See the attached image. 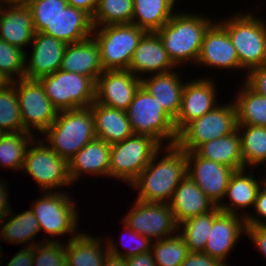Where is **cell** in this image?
I'll return each mask as SVG.
<instances>
[{"mask_svg": "<svg viewBox=\"0 0 266 266\" xmlns=\"http://www.w3.org/2000/svg\"><path fill=\"white\" fill-rule=\"evenodd\" d=\"M71 197L64 192L46 193L31 209L36 216L40 230L47 234L63 235L75 232L77 226V211Z\"/></svg>", "mask_w": 266, "mask_h": 266, "instance_id": "13", "label": "cell"}, {"mask_svg": "<svg viewBox=\"0 0 266 266\" xmlns=\"http://www.w3.org/2000/svg\"><path fill=\"white\" fill-rule=\"evenodd\" d=\"M35 32H42L68 5L66 0H26Z\"/></svg>", "mask_w": 266, "mask_h": 266, "instance_id": "41", "label": "cell"}, {"mask_svg": "<svg viewBox=\"0 0 266 266\" xmlns=\"http://www.w3.org/2000/svg\"><path fill=\"white\" fill-rule=\"evenodd\" d=\"M59 69L90 77L96 82L104 70L100 48L94 37L67 44Z\"/></svg>", "mask_w": 266, "mask_h": 266, "instance_id": "21", "label": "cell"}, {"mask_svg": "<svg viewBox=\"0 0 266 266\" xmlns=\"http://www.w3.org/2000/svg\"><path fill=\"white\" fill-rule=\"evenodd\" d=\"M34 244H31L22 249L20 252L9 261L7 266H34L33 264V253H34Z\"/></svg>", "mask_w": 266, "mask_h": 266, "instance_id": "47", "label": "cell"}, {"mask_svg": "<svg viewBox=\"0 0 266 266\" xmlns=\"http://www.w3.org/2000/svg\"><path fill=\"white\" fill-rule=\"evenodd\" d=\"M237 99V125L266 127V96L257 93L245 82Z\"/></svg>", "mask_w": 266, "mask_h": 266, "instance_id": "32", "label": "cell"}, {"mask_svg": "<svg viewBox=\"0 0 266 266\" xmlns=\"http://www.w3.org/2000/svg\"><path fill=\"white\" fill-rule=\"evenodd\" d=\"M124 224L152 241L171 237L179 230L169 203L135 201L132 211L124 218Z\"/></svg>", "mask_w": 266, "mask_h": 266, "instance_id": "11", "label": "cell"}, {"mask_svg": "<svg viewBox=\"0 0 266 266\" xmlns=\"http://www.w3.org/2000/svg\"><path fill=\"white\" fill-rule=\"evenodd\" d=\"M33 139L29 132L4 133L0 138V165L22 170L27 148L32 146Z\"/></svg>", "mask_w": 266, "mask_h": 266, "instance_id": "33", "label": "cell"}, {"mask_svg": "<svg viewBox=\"0 0 266 266\" xmlns=\"http://www.w3.org/2000/svg\"><path fill=\"white\" fill-rule=\"evenodd\" d=\"M213 224V211L194 216L179 224L183 226L180 235L188 245L189 252H203Z\"/></svg>", "mask_w": 266, "mask_h": 266, "instance_id": "38", "label": "cell"}, {"mask_svg": "<svg viewBox=\"0 0 266 266\" xmlns=\"http://www.w3.org/2000/svg\"><path fill=\"white\" fill-rule=\"evenodd\" d=\"M186 160L187 175L218 206L221 199L225 197L226 188L234 170L219 162L200 157L195 151L186 152Z\"/></svg>", "mask_w": 266, "mask_h": 266, "instance_id": "14", "label": "cell"}, {"mask_svg": "<svg viewBox=\"0 0 266 266\" xmlns=\"http://www.w3.org/2000/svg\"><path fill=\"white\" fill-rule=\"evenodd\" d=\"M210 140L201 144L195 152L200 156L214 162H219L234 171L245 169L241 151V140L239 131Z\"/></svg>", "mask_w": 266, "mask_h": 266, "instance_id": "28", "label": "cell"}, {"mask_svg": "<svg viewBox=\"0 0 266 266\" xmlns=\"http://www.w3.org/2000/svg\"><path fill=\"white\" fill-rule=\"evenodd\" d=\"M9 6L7 10L2 6L0 12V39L23 50L33 42L35 35L31 11L26 3H10Z\"/></svg>", "mask_w": 266, "mask_h": 266, "instance_id": "20", "label": "cell"}, {"mask_svg": "<svg viewBox=\"0 0 266 266\" xmlns=\"http://www.w3.org/2000/svg\"><path fill=\"white\" fill-rule=\"evenodd\" d=\"M38 80L58 112L89 107L95 101L96 82L90 77L59 69Z\"/></svg>", "mask_w": 266, "mask_h": 266, "instance_id": "6", "label": "cell"}, {"mask_svg": "<svg viewBox=\"0 0 266 266\" xmlns=\"http://www.w3.org/2000/svg\"><path fill=\"white\" fill-rule=\"evenodd\" d=\"M111 145L95 138L81 148L69 161L68 173L73 183L83 172L109 176Z\"/></svg>", "mask_w": 266, "mask_h": 266, "instance_id": "25", "label": "cell"}, {"mask_svg": "<svg viewBox=\"0 0 266 266\" xmlns=\"http://www.w3.org/2000/svg\"><path fill=\"white\" fill-rule=\"evenodd\" d=\"M246 233L253 243L266 256V222L255 219L253 216L245 215Z\"/></svg>", "mask_w": 266, "mask_h": 266, "instance_id": "44", "label": "cell"}, {"mask_svg": "<svg viewBox=\"0 0 266 266\" xmlns=\"http://www.w3.org/2000/svg\"><path fill=\"white\" fill-rule=\"evenodd\" d=\"M166 148L165 151L169 153L156 163L158 151L131 183L134 188L140 190L137 200L169 203L175 189L187 175L186 152L177 145L167 144Z\"/></svg>", "mask_w": 266, "mask_h": 266, "instance_id": "1", "label": "cell"}, {"mask_svg": "<svg viewBox=\"0 0 266 266\" xmlns=\"http://www.w3.org/2000/svg\"><path fill=\"white\" fill-rule=\"evenodd\" d=\"M125 111L134 134L150 136L160 144L162 140L169 139V145H176L178 133L175 120L142 86Z\"/></svg>", "mask_w": 266, "mask_h": 266, "instance_id": "4", "label": "cell"}, {"mask_svg": "<svg viewBox=\"0 0 266 266\" xmlns=\"http://www.w3.org/2000/svg\"><path fill=\"white\" fill-rule=\"evenodd\" d=\"M174 2L175 0H133L132 24L146 32H156L173 16Z\"/></svg>", "mask_w": 266, "mask_h": 266, "instance_id": "30", "label": "cell"}, {"mask_svg": "<svg viewBox=\"0 0 266 266\" xmlns=\"http://www.w3.org/2000/svg\"><path fill=\"white\" fill-rule=\"evenodd\" d=\"M66 1L68 2V5L85 11L91 17H93L98 5V0H66Z\"/></svg>", "mask_w": 266, "mask_h": 266, "instance_id": "50", "label": "cell"}, {"mask_svg": "<svg viewBox=\"0 0 266 266\" xmlns=\"http://www.w3.org/2000/svg\"><path fill=\"white\" fill-rule=\"evenodd\" d=\"M244 231H246L244 217L241 219L238 214L222 212L216 207L213 210V224L203 253L227 266L224 260Z\"/></svg>", "mask_w": 266, "mask_h": 266, "instance_id": "16", "label": "cell"}, {"mask_svg": "<svg viewBox=\"0 0 266 266\" xmlns=\"http://www.w3.org/2000/svg\"><path fill=\"white\" fill-rule=\"evenodd\" d=\"M4 134V132H2L1 130H0V138H1V136Z\"/></svg>", "mask_w": 266, "mask_h": 266, "instance_id": "55", "label": "cell"}, {"mask_svg": "<svg viewBox=\"0 0 266 266\" xmlns=\"http://www.w3.org/2000/svg\"><path fill=\"white\" fill-rule=\"evenodd\" d=\"M34 147L27 148L22 170L28 172L40 185L41 189L48 192L50 188L71 184L68 173V162L57 155L42 141Z\"/></svg>", "mask_w": 266, "mask_h": 266, "instance_id": "12", "label": "cell"}, {"mask_svg": "<svg viewBox=\"0 0 266 266\" xmlns=\"http://www.w3.org/2000/svg\"><path fill=\"white\" fill-rule=\"evenodd\" d=\"M125 229H127L129 231L128 235L130 236L131 239H133L132 240L133 242L136 241L135 243L137 245H135V247L133 246L131 249L127 250L123 254V253H121V251H118L117 246L115 247V245L113 244V242L111 240L110 243L107 245L110 254L115 255V256H121L124 258H128V257H132V256L138 255L140 253L148 252L151 250V246H152L151 244L152 243H151V240L149 238L143 236L142 234H139V233L133 231L132 229H130L127 226H125Z\"/></svg>", "mask_w": 266, "mask_h": 266, "instance_id": "43", "label": "cell"}, {"mask_svg": "<svg viewBox=\"0 0 266 266\" xmlns=\"http://www.w3.org/2000/svg\"><path fill=\"white\" fill-rule=\"evenodd\" d=\"M102 266H127L125 258L108 253L103 261Z\"/></svg>", "mask_w": 266, "mask_h": 266, "instance_id": "52", "label": "cell"}, {"mask_svg": "<svg viewBox=\"0 0 266 266\" xmlns=\"http://www.w3.org/2000/svg\"><path fill=\"white\" fill-rule=\"evenodd\" d=\"M245 128V133L240 134L243 162L248 165L266 162V127L254 125H237V129Z\"/></svg>", "mask_w": 266, "mask_h": 266, "instance_id": "36", "label": "cell"}, {"mask_svg": "<svg viewBox=\"0 0 266 266\" xmlns=\"http://www.w3.org/2000/svg\"><path fill=\"white\" fill-rule=\"evenodd\" d=\"M1 182V181H0ZM6 185L4 183H0V221L5 218L6 215H9L11 212V207L8 202V194L6 190Z\"/></svg>", "mask_w": 266, "mask_h": 266, "instance_id": "51", "label": "cell"}, {"mask_svg": "<svg viewBox=\"0 0 266 266\" xmlns=\"http://www.w3.org/2000/svg\"><path fill=\"white\" fill-rule=\"evenodd\" d=\"M140 86V76L129 70L104 71L96 80L94 102L125 111Z\"/></svg>", "mask_w": 266, "mask_h": 266, "instance_id": "15", "label": "cell"}, {"mask_svg": "<svg viewBox=\"0 0 266 266\" xmlns=\"http://www.w3.org/2000/svg\"><path fill=\"white\" fill-rule=\"evenodd\" d=\"M262 186L264 188H259L254 208L256 210V213L263 218H266V178L262 181Z\"/></svg>", "mask_w": 266, "mask_h": 266, "instance_id": "49", "label": "cell"}, {"mask_svg": "<svg viewBox=\"0 0 266 266\" xmlns=\"http://www.w3.org/2000/svg\"><path fill=\"white\" fill-rule=\"evenodd\" d=\"M133 19V0H98L92 17L93 27L130 24Z\"/></svg>", "mask_w": 266, "mask_h": 266, "instance_id": "35", "label": "cell"}, {"mask_svg": "<svg viewBox=\"0 0 266 266\" xmlns=\"http://www.w3.org/2000/svg\"><path fill=\"white\" fill-rule=\"evenodd\" d=\"M197 63L220 68H241L235 47L225 28L212 23L205 32Z\"/></svg>", "mask_w": 266, "mask_h": 266, "instance_id": "19", "label": "cell"}, {"mask_svg": "<svg viewBox=\"0 0 266 266\" xmlns=\"http://www.w3.org/2000/svg\"><path fill=\"white\" fill-rule=\"evenodd\" d=\"M146 31L130 24L103 26L93 35L100 48L104 71L128 70L137 45Z\"/></svg>", "mask_w": 266, "mask_h": 266, "instance_id": "7", "label": "cell"}, {"mask_svg": "<svg viewBox=\"0 0 266 266\" xmlns=\"http://www.w3.org/2000/svg\"><path fill=\"white\" fill-rule=\"evenodd\" d=\"M92 30V17L81 9L67 5L42 33L70 44L90 38Z\"/></svg>", "mask_w": 266, "mask_h": 266, "instance_id": "24", "label": "cell"}, {"mask_svg": "<svg viewBox=\"0 0 266 266\" xmlns=\"http://www.w3.org/2000/svg\"><path fill=\"white\" fill-rule=\"evenodd\" d=\"M173 66L175 68L159 36L155 32H146L133 53L128 70L134 75L139 71L158 74L171 71Z\"/></svg>", "mask_w": 266, "mask_h": 266, "instance_id": "23", "label": "cell"}, {"mask_svg": "<svg viewBox=\"0 0 266 266\" xmlns=\"http://www.w3.org/2000/svg\"><path fill=\"white\" fill-rule=\"evenodd\" d=\"M9 218L10 220L8 219L0 232L3 240L17 244L26 243L41 231L38 220L31 209Z\"/></svg>", "mask_w": 266, "mask_h": 266, "instance_id": "37", "label": "cell"}, {"mask_svg": "<svg viewBox=\"0 0 266 266\" xmlns=\"http://www.w3.org/2000/svg\"><path fill=\"white\" fill-rule=\"evenodd\" d=\"M47 144L67 162L88 142L97 138L92 109L82 107L59 111L55 121L43 133Z\"/></svg>", "mask_w": 266, "mask_h": 266, "instance_id": "2", "label": "cell"}, {"mask_svg": "<svg viewBox=\"0 0 266 266\" xmlns=\"http://www.w3.org/2000/svg\"><path fill=\"white\" fill-rule=\"evenodd\" d=\"M236 129L235 104L217 106L202 117L188 123L178 133L176 145L185 152H193L201 144L229 135Z\"/></svg>", "mask_w": 266, "mask_h": 266, "instance_id": "9", "label": "cell"}, {"mask_svg": "<svg viewBox=\"0 0 266 266\" xmlns=\"http://www.w3.org/2000/svg\"><path fill=\"white\" fill-rule=\"evenodd\" d=\"M200 16L173 13L170 20L155 32L175 66L182 61H197L205 32L212 24L210 19Z\"/></svg>", "mask_w": 266, "mask_h": 266, "instance_id": "3", "label": "cell"}, {"mask_svg": "<svg viewBox=\"0 0 266 266\" xmlns=\"http://www.w3.org/2000/svg\"><path fill=\"white\" fill-rule=\"evenodd\" d=\"M0 130L4 133L23 132L15 80L0 87Z\"/></svg>", "mask_w": 266, "mask_h": 266, "instance_id": "34", "label": "cell"}, {"mask_svg": "<svg viewBox=\"0 0 266 266\" xmlns=\"http://www.w3.org/2000/svg\"><path fill=\"white\" fill-rule=\"evenodd\" d=\"M151 252L156 266H180L190 253L188 245L180 234L157 240L154 246L152 244Z\"/></svg>", "mask_w": 266, "mask_h": 266, "instance_id": "39", "label": "cell"}, {"mask_svg": "<svg viewBox=\"0 0 266 266\" xmlns=\"http://www.w3.org/2000/svg\"><path fill=\"white\" fill-rule=\"evenodd\" d=\"M172 71L154 74L150 79H141V86L162 105L165 111L175 120L181 108L182 91L179 75Z\"/></svg>", "mask_w": 266, "mask_h": 266, "instance_id": "27", "label": "cell"}, {"mask_svg": "<svg viewBox=\"0 0 266 266\" xmlns=\"http://www.w3.org/2000/svg\"><path fill=\"white\" fill-rule=\"evenodd\" d=\"M220 24L235 47L239 64L251 70L266 64V25L251 14L238 15Z\"/></svg>", "mask_w": 266, "mask_h": 266, "instance_id": "5", "label": "cell"}, {"mask_svg": "<svg viewBox=\"0 0 266 266\" xmlns=\"http://www.w3.org/2000/svg\"><path fill=\"white\" fill-rule=\"evenodd\" d=\"M47 240L34 245L33 264L35 266H66L65 244Z\"/></svg>", "mask_w": 266, "mask_h": 266, "instance_id": "42", "label": "cell"}, {"mask_svg": "<svg viewBox=\"0 0 266 266\" xmlns=\"http://www.w3.org/2000/svg\"><path fill=\"white\" fill-rule=\"evenodd\" d=\"M245 82L257 93L266 96V64L251 69Z\"/></svg>", "mask_w": 266, "mask_h": 266, "instance_id": "45", "label": "cell"}, {"mask_svg": "<svg viewBox=\"0 0 266 266\" xmlns=\"http://www.w3.org/2000/svg\"><path fill=\"white\" fill-rule=\"evenodd\" d=\"M26 52L14 47L0 39V76L5 82L14 81V75L18 73V79L24 78Z\"/></svg>", "mask_w": 266, "mask_h": 266, "instance_id": "40", "label": "cell"}, {"mask_svg": "<svg viewBox=\"0 0 266 266\" xmlns=\"http://www.w3.org/2000/svg\"><path fill=\"white\" fill-rule=\"evenodd\" d=\"M125 263L127 266H156L151 250L125 258Z\"/></svg>", "mask_w": 266, "mask_h": 266, "instance_id": "48", "label": "cell"}, {"mask_svg": "<svg viewBox=\"0 0 266 266\" xmlns=\"http://www.w3.org/2000/svg\"><path fill=\"white\" fill-rule=\"evenodd\" d=\"M33 41L24 78L39 79L59 70L67 44L42 32H35Z\"/></svg>", "mask_w": 266, "mask_h": 266, "instance_id": "18", "label": "cell"}, {"mask_svg": "<svg viewBox=\"0 0 266 266\" xmlns=\"http://www.w3.org/2000/svg\"><path fill=\"white\" fill-rule=\"evenodd\" d=\"M3 4L7 3L6 5L8 6L10 3H25L26 0H0Z\"/></svg>", "mask_w": 266, "mask_h": 266, "instance_id": "53", "label": "cell"}, {"mask_svg": "<svg viewBox=\"0 0 266 266\" xmlns=\"http://www.w3.org/2000/svg\"><path fill=\"white\" fill-rule=\"evenodd\" d=\"M169 204L178 225L217 207L188 175L175 189Z\"/></svg>", "mask_w": 266, "mask_h": 266, "instance_id": "22", "label": "cell"}, {"mask_svg": "<svg viewBox=\"0 0 266 266\" xmlns=\"http://www.w3.org/2000/svg\"><path fill=\"white\" fill-rule=\"evenodd\" d=\"M180 266H225L218 259L203 252H190Z\"/></svg>", "mask_w": 266, "mask_h": 266, "instance_id": "46", "label": "cell"}, {"mask_svg": "<svg viewBox=\"0 0 266 266\" xmlns=\"http://www.w3.org/2000/svg\"><path fill=\"white\" fill-rule=\"evenodd\" d=\"M15 90L23 123V132L32 134L31 126H33L40 133H44L55 121L58 110L46 96L40 81L38 79L21 78L18 82L15 81Z\"/></svg>", "mask_w": 266, "mask_h": 266, "instance_id": "10", "label": "cell"}, {"mask_svg": "<svg viewBox=\"0 0 266 266\" xmlns=\"http://www.w3.org/2000/svg\"><path fill=\"white\" fill-rule=\"evenodd\" d=\"M210 79L186 82L182 91L181 108L175 119L179 133L188 123L202 117L216 107V92Z\"/></svg>", "mask_w": 266, "mask_h": 266, "instance_id": "17", "label": "cell"}, {"mask_svg": "<svg viewBox=\"0 0 266 266\" xmlns=\"http://www.w3.org/2000/svg\"><path fill=\"white\" fill-rule=\"evenodd\" d=\"M90 108L93 112L98 139L112 145L134 134L126 111L108 107L98 102H93Z\"/></svg>", "mask_w": 266, "mask_h": 266, "instance_id": "26", "label": "cell"}, {"mask_svg": "<svg viewBox=\"0 0 266 266\" xmlns=\"http://www.w3.org/2000/svg\"><path fill=\"white\" fill-rule=\"evenodd\" d=\"M161 145L154 138L140 134H133L121 142L112 144L109 176L131 184L160 151Z\"/></svg>", "mask_w": 266, "mask_h": 266, "instance_id": "8", "label": "cell"}, {"mask_svg": "<svg viewBox=\"0 0 266 266\" xmlns=\"http://www.w3.org/2000/svg\"><path fill=\"white\" fill-rule=\"evenodd\" d=\"M5 83L4 79L0 76V87Z\"/></svg>", "mask_w": 266, "mask_h": 266, "instance_id": "54", "label": "cell"}, {"mask_svg": "<svg viewBox=\"0 0 266 266\" xmlns=\"http://www.w3.org/2000/svg\"><path fill=\"white\" fill-rule=\"evenodd\" d=\"M243 172L244 169L234 171L231 175L225 196L230 198L232 204L226 206L227 204L220 203L217 206L220 211L237 214L236 211L239 208H245L255 204L256 196L261 186L257 180L254 179L253 175H245Z\"/></svg>", "mask_w": 266, "mask_h": 266, "instance_id": "31", "label": "cell"}, {"mask_svg": "<svg viewBox=\"0 0 266 266\" xmlns=\"http://www.w3.org/2000/svg\"><path fill=\"white\" fill-rule=\"evenodd\" d=\"M99 239L84 233L74 234L65 245L66 266H102L109 250L108 246L103 250Z\"/></svg>", "mask_w": 266, "mask_h": 266, "instance_id": "29", "label": "cell"}]
</instances>
